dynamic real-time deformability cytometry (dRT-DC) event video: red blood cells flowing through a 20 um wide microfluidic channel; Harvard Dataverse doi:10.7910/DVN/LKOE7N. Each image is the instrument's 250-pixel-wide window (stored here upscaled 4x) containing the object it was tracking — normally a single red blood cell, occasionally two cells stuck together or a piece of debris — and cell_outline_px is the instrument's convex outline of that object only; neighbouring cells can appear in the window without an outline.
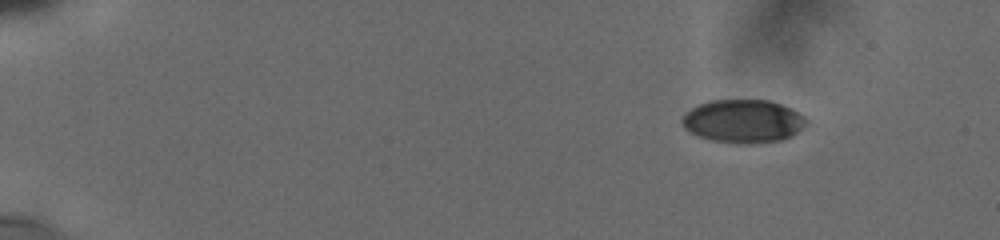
{"species": "human", "species_latin": "Homo sapiens", "temperature_condition": "cold", "stored_images_in_passage": 30, "camera_frame_rate_fps": 3000, "um_per_image_px": 0.085, "donor": {"sex": "male"}, "frame": {"image": 1, "passage_image": 1, "time_ms": 0.0, "image_size_px": [1000, 240], "cell_outline_px": [[808, 124], [792, 136], [780, 140], [748, 144], [712, 140], [700, 136], [684, 128], [680, 120], [684, 112], [708, 100], [768, 100], [792, 108], [804, 116], [808, 120]], "centroid_in_image_um": [63.18, 10.29], "position_along_channel_um": 21.8, "area_um2": 31.33}}
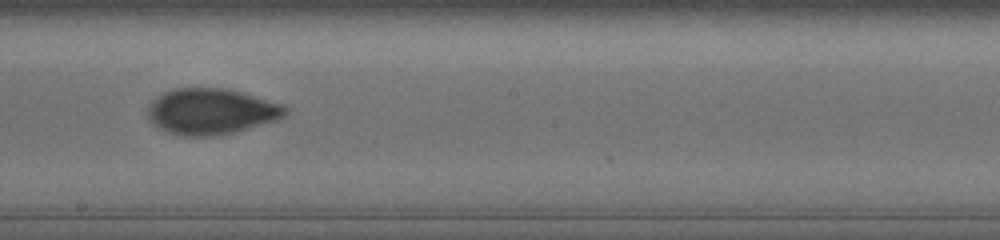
{"frame": {"image": 2, "passage_image": 13, "time_ms": 9.0, "image_size_px": [1000, 240], "cell_outline_px": [[288, 112], [280, 120], [236, 132], [212, 136], [184, 136], [168, 132], [156, 128], [148, 120], [148, 108], [152, 100], [156, 96], [164, 92], [176, 88], [224, 88], [240, 92], [284, 104], [288, 108]], "centroid_in_image_um": [17.96, 9.48], "position_along_channel_um": 230.2, "area_um2": 37.22}}
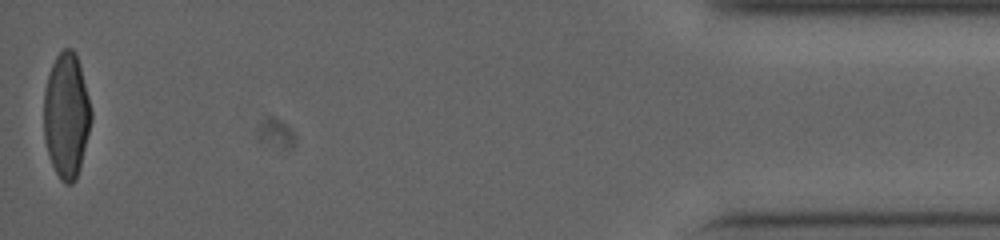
{"frame": {"image": 3, "passage_image": 30, "time_ms": 16.333, "image_size_px": [1000, 240], "cell_outline_px": [[92, 120], [80, 168], [76, 180], [72, 184], [68, 184], [60, 180], [52, 164], [48, 152], [44, 136], [44, 92], [48, 76], [52, 64], [56, 56], [64, 48], [72, 48], [76, 52], [88, 96], [92, 112]], "centroid_in_image_um": [5.65, 9.82], "position_along_channel_um": 429.5, "area_um2": 34.45}, "authors_computed_cell_mechanics": {"area_um2": 34.9401, "velocity_mm_per_s": 3.7642, "shape_relaxation_time_tau1_ms": 7.2518, "shape_relaxation_time_tau2_ms": 0.7357, "deformation_change_tau1": 0.1907, "deformation_change_tau2": 0.0358}}